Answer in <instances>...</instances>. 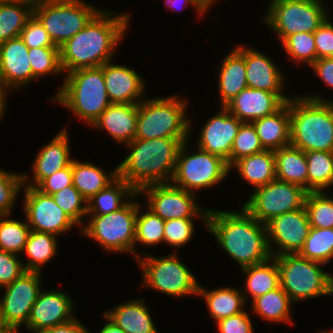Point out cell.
<instances>
[{
    "mask_svg": "<svg viewBox=\"0 0 333 333\" xmlns=\"http://www.w3.org/2000/svg\"><path fill=\"white\" fill-rule=\"evenodd\" d=\"M104 319H108V323L103 326L99 333H125L120 327L114 324L105 314L103 316Z\"/></svg>",
    "mask_w": 333,
    "mask_h": 333,
    "instance_id": "obj_57",
    "label": "cell"
},
{
    "mask_svg": "<svg viewBox=\"0 0 333 333\" xmlns=\"http://www.w3.org/2000/svg\"><path fill=\"white\" fill-rule=\"evenodd\" d=\"M236 168L242 180L244 179L255 189L276 180L275 153L263 150L236 161L230 168Z\"/></svg>",
    "mask_w": 333,
    "mask_h": 333,
    "instance_id": "obj_29",
    "label": "cell"
},
{
    "mask_svg": "<svg viewBox=\"0 0 333 333\" xmlns=\"http://www.w3.org/2000/svg\"><path fill=\"white\" fill-rule=\"evenodd\" d=\"M138 203L129 201L119 210L106 215H91L81 234L98 241L103 250L136 255L135 227Z\"/></svg>",
    "mask_w": 333,
    "mask_h": 333,
    "instance_id": "obj_9",
    "label": "cell"
},
{
    "mask_svg": "<svg viewBox=\"0 0 333 333\" xmlns=\"http://www.w3.org/2000/svg\"><path fill=\"white\" fill-rule=\"evenodd\" d=\"M41 333H90L87 328H85L78 319L73 320L54 326L52 328L46 329Z\"/></svg>",
    "mask_w": 333,
    "mask_h": 333,
    "instance_id": "obj_55",
    "label": "cell"
},
{
    "mask_svg": "<svg viewBox=\"0 0 333 333\" xmlns=\"http://www.w3.org/2000/svg\"><path fill=\"white\" fill-rule=\"evenodd\" d=\"M100 11L82 0H52L35 3L33 15L57 47L81 31Z\"/></svg>",
    "mask_w": 333,
    "mask_h": 333,
    "instance_id": "obj_8",
    "label": "cell"
},
{
    "mask_svg": "<svg viewBox=\"0 0 333 333\" xmlns=\"http://www.w3.org/2000/svg\"><path fill=\"white\" fill-rule=\"evenodd\" d=\"M206 226L220 248L233 258L240 268L263 263L272 257L267 227L243 207L241 212L208 209Z\"/></svg>",
    "mask_w": 333,
    "mask_h": 333,
    "instance_id": "obj_2",
    "label": "cell"
},
{
    "mask_svg": "<svg viewBox=\"0 0 333 333\" xmlns=\"http://www.w3.org/2000/svg\"><path fill=\"white\" fill-rule=\"evenodd\" d=\"M104 173L102 168L90 162L72 161V182L81 195L90 199L102 189H105L117 177V167L109 175Z\"/></svg>",
    "mask_w": 333,
    "mask_h": 333,
    "instance_id": "obj_33",
    "label": "cell"
},
{
    "mask_svg": "<svg viewBox=\"0 0 333 333\" xmlns=\"http://www.w3.org/2000/svg\"><path fill=\"white\" fill-rule=\"evenodd\" d=\"M254 190L243 208L265 225L277 216L304 207L309 192L302 186L277 179Z\"/></svg>",
    "mask_w": 333,
    "mask_h": 333,
    "instance_id": "obj_13",
    "label": "cell"
},
{
    "mask_svg": "<svg viewBox=\"0 0 333 333\" xmlns=\"http://www.w3.org/2000/svg\"><path fill=\"white\" fill-rule=\"evenodd\" d=\"M73 300L68 294L57 290H40L32 306L26 327L34 333L67 323L75 317L72 315Z\"/></svg>",
    "mask_w": 333,
    "mask_h": 333,
    "instance_id": "obj_18",
    "label": "cell"
},
{
    "mask_svg": "<svg viewBox=\"0 0 333 333\" xmlns=\"http://www.w3.org/2000/svg\"><path fill=\"white\" fill-rule=\"evenodd\" d=\"M33 6L26 0H0V43L20 36L33 15Z\"/></svg>",
    "mask_w": 333,
    "mask_h": 333,
    "instance_id": "obj_34",
    "label": "cell"
},
{
    "mask_svg": "<svg viewBox=\"0 0 333 333\" xmlns=\"http://www.w3.org/2000/svg\"><path fill=\"white\" fill-rule=\"evenodd\" d=\"M41 272L24 271L5 288L0 301V322L4 329L18 332L27 325L32 306L41 290Z\"/></svg>",
    "mask_w": 333,
    "mask_h": 333,
    "instance_id": "obj_14",
    "label": "cell"
},
{
    "mask_svg": "<svg viewBox=\"0 0 333 333\" xmlns=\"http://www.w3.org/2000/svg\"><path fill=\"white\" fill-rule=\"evenodd\" d=\"M3 330H4V328H3V326H2V324H1V322H0V333H1Z\"/></svg>",
    "mask_w": 333,
    "mask_h": 333,
    "instance_id": "obj_62",
    "label": "cell"
},
{
    "mask_svg": "<svg viewBox=\"0 0 333 333\" xmlns=\"http://www.w3.org/2000/svg\"><path fill=\"white\" fill-rule=\"evenodd\" d=\"M24 271L16 254L0 250V288L11 284Z\"/></svg>",
    "mask_w": 333,
    "mask_h": 333,
    "instance_id": "obj_50",
    "label": "cell"
},
{
    "mask_svg": "<svg viewBox=\"0 0 333 333\" xmlns=\"http://www.w3.org/2000/svg\"><path fill=\"white\" fill-rule=\"evenodd\" d=\"M188 138L134 139L130 154L117 166L118 177L136 192L152 184L170 183L182 144Z\"/></svg>",
    "mask_w": 333,
    "mask_h": 333,
    "instance_id": "obj_3",
    "label": "cell"
},
{
    "mask_svg": "<svg viewBox=\"0 0 333 333\" xmlns=\"http://www.w3.org/2000/svg\"><path fill=\"white\" fill-rule=\"evenodd\" d=\"M299 254L325 265L333 258V228L310 227L305 244Z\"/></svg>",
    "mask_w": 333,
    "mask_h": 333,
    "instance_id": "obj_39",
    "label": "cell"
},
{
    "mask_svg": "<svg viewBox=\"0 0 333 333\" xmlns=\"http://www.w3.org/2000/svg\"><path fill=\"white\" fill-rule=\"evenodd\" d=\"M197 295L205 298L209 314L216 322L245 311L242 308H245L246 298L240 289L223 287L206 291L203 286L199 285Z\"/></svg>",
    "mask_w": 333,
    "mask_h": 333,
    "instance_id": "obj_32",
    "label": "cell"
},
{
    "mask_svg": "<svg viewBox=\"0 0 333 333\" xmlns=\"http://www.w3.org/2000/svg\"><path fill=\"white\" fill-rule=\"evenodd\" d=\"M104 314L125 333H159L144 299L119 304Z\"/></svg>",
    "mask_w": 333,
    "mask_h": 333,
    "instance_id": "obj_28",
    "label": "cell"
},
{
    "mask_svg": "<svg viewBox=\"0 0 333 333\" xmlns=\"http://www.w3.org/2000/svg\"><path fill=\"white\" fill-rule=\"evenodd\" d=\"M187 100L177 95L143 99L138 104L134 139L188 138L192 120L186 117Z\"/></svg>",
    "mask_w": 333,
    "mask_h": 333,
    "instance_id": "obj_6",
    "label": "cell"
},
{
    "mask_svg": "<svg viewBox=\"0 0 333 333\" xmlns=\"http://www.w3.org/2000/svg\"><path fill=\"white\" fill-rule=\"evenodd\" d=\"M285 103L276 93L246 87L225 108L242 122L252 123L276 112Z\"/></svg>",
    "mask_w": 333,
    "mask_h": 333,
    "instance_id": "obj_21",
    "label": "cell"
},
{
    "mask_svg": "<svg viewBox=\"0 0 333 333\" xmlns=\"http://www.w3.org/2000/svg\"><path fill=\"white\" fill-rule=\"evenodd\" d=\"M164 2H166V6H169V8L175 9L177 8L178 5H180L181 3H183L185 6L189 4H191V6L193 8L196 9V11H198L197 13H199L198 16H201L202 14H204L205 12H207V10L197 1V0H164Z\"/></svg>",
    "mask_w": 333,
    "mask_h": 333,
    "instance_id": "obj_56",
    "label": "cell"
},
{
    "mask_svg": "<svg viewBox=\"0 0 333 333\" xmlns=\"http://www.w3.org/2000/svg\"><path fill=\"white\" fill-rule=\"evenodd\" d=\"M23 188V174L0 169V216H10L17 194Z\"/></svg>",
    "mask_w": 333,
    "mask_h": 333,
    "instance_id": "obj_47",
    "label": "cell"
},
{
    "mask_svg": "<svg viewBox=\"0 0 333 333\" xmlns=\"http://www.w3.org/2000/svg\"><path fill=\"white\" fill-rule=\"evenodd\" d=\"M265 150L253 123L242 122L230 154V168L238 160Z\"/></svg>",
    "mask_w": 333,
    "mask_h": 333,
    "instance_id": "obj_44",
    "label": "cell"
},
{
    "mask_svg": "<svg viewBox=\"0 0 333 333\" xmlns=\"http://www.w3.org/2000/svg\"><path fill=\"white\" fill-rule=\"evenodd\" d=\"M20 38L28 48L57 47L40 21L32 15L21 30Z\"/></svg>",
    "mask_w": 333,
    "mask_h": 333,
    "instance_id": "obj_49",
    "label": "cell"
},
{
    "mask_svg": "<svg viewBox=\"0 0 333 333\" xmlns=\"http://www.w3.org/2000/svg\"><path fill=\"white\" fill-rule=\"evenodd\" d=\"M8 218L0 216V250L18 255L23 252L31 230L26 221Z\"/></svg>",
    "mask_w": 333,
    "mask_h": 333,
    "instance_id": "obj_41",
    "label": "cell"
},
{
    "mask_svg": "<svg viewBox=\"0 0 333 333\" xmlns=\"http://www.w3.org/2000/svg\"><path fill=\"white\" fill-rule=\"evenodd\" d=\"M319 333H333V332H327V331H320Z\"/></svg>",
    "mask_w": 333,
    "mask_h": 333,
    "instance_id": "obj_63",
    "label": "cell"
},
{
    "mask_svg": "<svg viewBox=\"0 0 333 333\" xmlns=\"http://www.w3.org/2000/svg\"><path fill=\"white\" fill-rule=\"evenodd\" d=\"M66 75L54 101L91 126L111 104L104 82V65L78 69Z\"/></svg>",
    "mask_w": 333,
    "mask_h": 333,
    "instance_id": "obj_5",
    "label": "cell"
},
{
    "mask_svg": "<svg viewBox=\"0 0 333 333\" xmlns=\"http://www.w3.org/2000/svg\"><path fill=\"white\" fill-rule=\"evenodd\" d=\"M206 10L211 8L212 4L215 3L216 0H197Z\"/></svg>",
    "mask_w": 333,
    "mask_h": 333,
    "instance_id": "obj_59",
    "label": "cell"
},
{
    "mask_svg": "<svg viewBox=\"0 0 333 333\" xmlns=\"http://www.w3.org/2000/svg\"><path fill=\"white\" fill-rule=\"evenodd\" d=\"M216 324L219 333H254L252 321L246 311L220 319Z\"/></svg>",
    "mask_w": 333,
    "mask_h": 333,
    "instance_id": "obj_53",
    "label": "cell"
},
{
    "mask_svg": "<svg viewBox=\"0 0 333 333\" xmlns=\"http://www.w3.org/2000/svg\"><path fill=\"white\" fill-rule=\"evenodd\" d=\"M137 192L120 177H117L105 189L87 200V215H106L121 209L128 201L134 199Z\"/></svg>",
    "mask_w": 333,
    "mask_h": 333,
    "instance_id": "obj_30",
    "label": "cell"
},
{
    "mask_svg": "<svg viewBox=\"0 0 333 333\" xmlns=\"http://www.w3.org/2000/svg\"><path fill=\"white\" fill-rule=\"evenodd\" d=\"M307 159V190L324 191L333 185V152H305Z\"/></svg>",
    "mask_w": 333,
    "mask_h": 333,
    "instance_id": "obj_38",
    "label": "cell"
},
{
    "mask_svg": "<svg viewBox=\"0 0 333 333\" xmlns=\"http://www.w3.org/2000/svg\"><path fill=\"white\" fill-rule=\"evenodd\" d=\"M320 0H270L264 22L279 40L298 32H314L328 18Z\"/></svg>",
    "mask_w": 333,
    "mask_h": 333,
    "instance_id": "obj_10",
    "label": "cell"
},
{
    "mask_svg": "<svg viewBox=\"0 0 333 333\" xmlns=\"http://www.w3.org/2000/svg\"><path fill=\"white\" fill-rule=\"evenodd\" d=\"M241 124V120L222 107L201 129L198 148L221 157L230 168L231 149Z\"/></svg>",
    "mask_w": 333,
    "mask_h": 333,
    "instance_id": "obj_19",
    "label": "cell"
},
{
    "mask_svg": "<svg viewBox=\"0 0 333 333\" xmlns=\"http://www.w3.org/2000/svg\"><path fill=\"white\" fill-rule=\"evenodd\" d=\"M276 179L294 183L307 190V159L305 152L292 145L274 151Z\"/></svg>",
    "mask_w": 333,
    "mask_h": 333,
    "instance_id": "obj_31",
    "label": "cell"
},
{
    "mask_svg": "<svg viewBox=\"0 0 333 333\" xmlns=\"http://www.w3.org/2000/svg\"><path fill=\"white\" fill-rule=\"evenodd\" d=\"M282 45L288 56L297 62H306L311 66L316 60V46L314 32H298L288 36Z\"/></svg>",
    "mask_w": 333,
    "mask_h": 333,
    "instance_id": "obj_45",
    "label": "cell"
},
{
    "mask_svg": "<svg viewBox=\"0 0 333 333\" xmlns=\"http://www.w3.org/2000/svg\"><path fill=\"white\" fill-rule=\"evenodd\" d=\"M28 58L31 64L33 80L49 73L63 72L60 64L59 47L29 48Z\"/></svg>",
    "mask_w": 333,
    "mask_h": 333,
    "instance_id": "obj_43",
    "label": "cell"
},
{
    "mask_svg": "<svg viewBox=\"0 0 333 333\" xmlns=\"http://www.w3.org/2000/svg\"><path fill=\"white\" fill-rule=\"evenodd\" d=\"M274 258L280 272V287L293 302L333 294L332 275L322 270V263L306 259L299 253Z\"/></svg>",
    "mask_w": 333,
    "mask_h": 333,
    "instance_id": "obj_7",
    "label": "cell"
},
{
    "mask_svg": "<svg viewBox=\"0 0 333 333\" xmlns=\"http://www.w3.org/2000/svg\"><path fill=\"white\" fill-rule=\"evenodd\" d=\"M113 14V15H112ZM130 15L99 11L75 36L60 47L62 71L100 67L112 61L115 47L128 28Z\"/></svg>",
    "mask_w": 333,
    "mask_h": 333,
    "instance_id": "obj_1",
    "label": "cell"
},
{
    "mask_svg": "<svg viewBox=\"0 0 333 333\" xmlns=\"http://www.w3.org/2000/svg\"><path fill=\"white\" fill-rule=\"evenodd\" d=\"M325 191H310L305 200V209L310 227L333 228V198Z\"/></svg>",
    "mask_w": 333,
    "mask_h": 333,
    "instance_id": "obj_40",
    "label": "cell"
},
{
    "mask_svg": "<svg viewBox=\"0 0 333 333\" xmlns=\"http://www.w3.org/2000/svg\"><path fill=\"white\" fill-rule=\"evenodd\" d=\"M72 182V163L67 167L58 170L51 176L44 178L35 188L40 192L52 195L64 187L71 186Z\"/></svg>",
    "mask_w": 333,
    "mask_h": 333,
    "instance_id": "obj_51",
    "label": "cell"
},
{
    "mask_svg": "<svg viewBox=\"0 0 333 333\" xmlns=\"http://www.w3.org/2000/svg\"><path fill=\"white\" fill-rule=\"evenodd\" d=\"M6 91H10L9 89H6L5 87H3L1 84H0V119L3 118V114H4V111H5V103H6V100H7V93Z\"/></svg>",
    "mask_w": 333,
    "mask_h": 333,
    "instance_id": "obj_58",
    "label": "cell"
},
{
    "mask_svg": "<svg viewBox=\"0 0 333 333\" xmlns=\"http://www.w3.org/2000/svg\"><path fill=\"white\" fill-rule=\"evenodd\" d=\"M187 145L185 141L179 149L172 184L192 192L212 187L227 177L230 168L224 159L200 148L189 155Z\"/></svg>",
    "mask_w": 333,
    "mask_h": 333,
    "instance_id": "obj_12",
    "label": "cell"
},
{
    "mask_svg": "<svg viewBox=\"0 0 333 333\" xmlns=\"http://www.w3.org/2000/svg\"><path fill=\"white\" fill-rule=\"evenodd\" d=\"M24 207L26 222L30 230L50 233L55 236L64 233L77 224L55 203L51 195L35 187L24 186Z\"/></svg>",
    "mask_w": 333,
    "mask_h": 333,
    "instance_id": "obj_16",
    "label": "cell"
},
{
    "mask_svg": "<svg viewBox=\"0 0 333 333\" xmlns=\"http://www.w3.org/2000/svg\"><path fill=\"white\" fill-rule=\"evenodd\" d=\"M265 150L290 145V100L279 110L252 122Z\"/></svg>",
    "mask_w": 333,
    "mask_h": 333,
    "instance_id": "obj_26",
    "label": "cell"
},
{
    "mask_svg": "<svg viewBox=\"0 0 333 333\" xmlns=\"http://www.w3.org/2000/svg\"><path fill=\"white\" fill-rule=\"evenodd\" d=\"M175 254L155 257L145 254L137 261L143 271V286L174 297L197 295L199 283Z\"/></svg>",
    "mask_w": 333,
    "mask_h": 333,
    "instance_id": "obj_11",
    "label": "cell"
},
{
    "mask_svg": "<svg viewBox=\"0 0 333 333\" xmlns=\"http://www.w3.org/2000/svg\"><path fill=\"white\" fill-rule=\"evenodd\" d=\"M246 278L245 293L252 297V300L266 294L267 292L276 289L280 286V272L277 261L274 257L267 261L255 265L242 268Z\"/></svg>",
    "mask_w": 333,
    "mask_h": 333,
    "instance_id": "obj_35",
    "label": "cell"
},
{
    "mask_svg": "<svg viewBox=\"0 0 333 333\" xmlns=\"http://www.w3.org/2000/svg\"><path fill=\"white\" fill-rule=\"evenodd\" d=\"M69 138L67 129L60 131L48 144L41 147L40 151L36 155L33 169V184L27 183L26 180L29 176L23 174L24 186L36 187L44 178H47L61 170L73 161L70 157ZM27 183V184H26Z\"/></svg>",
    "mask_w": 333,
    "mask_h": 333,
    "instance_id": "obj_23",
    "label": "cell"
},
{
    "mask_svg": "<svg viewBox=\"0 0 333 333\" xmlns=\"http://www.w3.org/2000/svg\"><path fill=\"white\" fill-rule=\"evenodd\" d=\"M219 75V95L225 107L241 90L247 86L245 68V47L238 46L228 54L221 65Z\"/></svg>",
    "mask_w": 333,
    "mask_h": 333,
    "instance_id": "obj_27",
    "label": "cell"
},
{
    "mask_svg": "<svg viewBox=\"0 0 333 333\" xmlns=\"http://www.w3.org/2000/svg\"><path fill=\"white\" fill-rule=\"evenodd\" d=\"M194 227L192 218L167 220L164 226V242L173 247H182L192 239Z\"/></svg>",
    "mask_w": 333,
    "mask_h": 333,
    "instance_id": "obj_48",
    "label": "cell"
},
{
    "mask_svg": "<svg viewBox=\"0 0 333 333\" xmlns=\"http://www.w3.org/2000/svg\"><path fill=\"white\" fill-rule=\"evenodd\" d=\"M56 237L50 233L30 231L23 250L29 257L28 262H23L25 271L41 272L42 265L48 263L57 253Z\"/></svg>",
    "mask_w": 333,
    "mask_h": 333,
    "instance_id": "obj_37",
    "label": "cell"
},
{
    "mask_svg": "<svg viewBox=\"0 0 333 333\" xmlns=\"http://www.w3.org/2000/svg\"><path fill=\"white\" fill-rule=\"evenodd\" d=\"M266 227L269 249L274 257L299 253L308 236L310 223L306 209L302 207L273 218ZM273 246L275 250H278L272 249Z\"/></svg>",
    "mask_w": 333,
    "mask_h": 333,
    "instance_id": "obj_17",
    "label": "cell"
},
{
    "mask_svg": "<svg viewBox=\"0 0 333 333\" xmlns=\"http://www.w3.org/2000/svg\"><path fill=\"white\" fill-rule=\"evenodd\" d=\"M140 211V204H138L135 227V245L137 246V243L140 242L142 245L152 246L164 242L165 220L149 209L146 213L144 212L142 214Z\"/></svg>",
    "mask_w": 333,
    "mask_h": 333,
    "instance_id": "obj_42",
    "label": "cell"
},
{
    "mask_svg": "<svg viewBox=\"0 0 333 333\" xmlns=\"http://www.w3.org/2000/svg\"><path fill=\"white\" fill-rule=\"evenodd\" d=\"M55 203L76 223L82 225L87 215V200L72 184L51 195Z\"/></svg>",
    "mask_w": 333,
    "mask_h": 333,
    "instance_id": "obj_46",
    "label": "cell"
},
{
    "mask_svg": "<svg viewBox=\"0 0 333 333\" xmlns=\"http://www.w3.org/2000/svg\"><path fill=\"white\" fill-rule=\"evenodd\" d=\"M142 192L147 197L146 208L163 220L199 216L206 225L208 209L198 207L194 192L186 191L171 182L145 186L137 194Z\"/></svg>",
    "mask_w": 333,
    "mask_h": 333,
    "instance_id": "obj_15",
    "label": "cell"
},
{
    "mask_svg": "<svg viewBox=\"0 0 333 333\" xmlns=\"http://www.w3.org/2000/svg\"><path fill=\"white\" fill-rule=\"evenodd\" d=\"M290 145L304 152H333V100L318 95L290 99Z\"/></svg>",
    "mask_w": 333,
    "mask_h": 333,
    "instance_id": "obj_4",
    "label": "cell"
},
{
    "mask_svg": "<svg viewBox=\"0 0 333 333\" xmlns=\"http://www.w3.org/2000/svg\"><path fill=\"white\" fill-rule=\"evenodd\" d=\"M310 67L323 83L333 88V57L317 59Z\"/></svg>",
    "mask_w": 333,
    "mask_h": 333,
    "instance_id": "obj_54",
    "label": "cell"
},
{
    "mask_svg": "<svg viewBox=\"0 0 333 333\" xmlns=\"http://www.w3.org/2000/svg\"><path fill=\"white\" fill-rule=\"evenodd\" d=\"M317 59L333 57V24L328 17L314 31Z\"/></svg>",
    "mask_w": 333,
    "mask_h": 333,
    "instance_id": "obj_52",
    "label": "cell"
},
{
    "mask_svg": "<svg viewBox=\"0 0 333 333\" xmlns=\"http://www.w3.org/2000/svg\"><path fill=\"white\" fill-rule=\"evenodd\" d=\"M1 333H18V332L10 330V329H4Z\"/></svg>",
    "mask_w": 333,
    "mask_h": 333,
    "instance_id": "obj_61",
    "label": "cell"
},
{
    "mask_svg": "<svg viewBox=\"0 0 333 333\" xmlns=\"http://www.w3.org/2000/svg\"><path fill=\"white\" fill-rule=\"evenodd\" d=\"M109 62L104 64V82L111 103L139 104L144 97V81L134 69ZM142 99V100H141Z\"/></svg>",
    "mask_w": 333,
    "mask_h": 333,
    "instance_id": "obj_22",
    "label": "cell"
},
{
    "mask_svg": "<svg viewBox=\"0 0 333 333\" xmlns=\"http://www.w3.org/2000/svg\"><path fill=\"white\" fill-rule=\"evenodd\" d=\"M26 1H29V2H32L33 4H35V3H39V2L52 1V0H26Z\"/></svg>",
    "mask_w": 333,
    "mask_h": 333,
    "instance_id": "obj_60",
    "label": "cell"
},
{
    "mask_svg": "<svg viewBox=\"0 0 333 333\" xmlns=\"http://www.w3.org/2000/svg\"><path fill=\"white\" fill-rule=\"evenodd\" d=\"M28 46L19 37L0 43V84L15 90L33 81Z\"/></svg>",
    "mask_w": 333,
    "mask_h": 333,
    "instance_id": "obj_20",
    "label": "cell"
},
{
    "mask_svg": "<svg viewBox=\"0 0 333 333\" xmlns=\"http://www.w3.org/2000/svg\"><path fill=\"white\" fill-rule=\"evenodd\" d=\"M292 302L287 293L279 286L253 299L251 309L259 317L269 322L286 321L285 323L293 324L290 317Z\"/></svg>",
    "mask_w": 333,
    "mask_h": 333,
    "instance_id": "obj_36",
    "label": "cell"
},
{
    "mask_svg": "<svg viewBox=\"0 0 333 333\" xmlns=\"http://www.w3.org/2000/svg\"><path fill=\"white\" fill-rule=\"evenodd\" d=\"M138 104L111 103L92 126L105 129L118 142L128 144L135 138Z\"/></svg>",
    "mask_w": 333,
    "mask_h": 333,
    "instance_id": "obj_25",
    "label": "cell"
},
{
    "mask_svg": "<svg viewBox=\"0 0 333 333\" xmlns=\"http://www.w3.org/2000/svg\"><path fill=\"white\" fill-rule=\"evenodd\" d=\"M245 68L247 86L278 94L285 102L287 97L281 91L284 85V75L270 58L255 49L245 48Z\"/></svg>",
    "mask_w": 333,
    "mask_h": 333,
    "instance_id": "obj_24",
    "label": "cell"
}]
</instances>
